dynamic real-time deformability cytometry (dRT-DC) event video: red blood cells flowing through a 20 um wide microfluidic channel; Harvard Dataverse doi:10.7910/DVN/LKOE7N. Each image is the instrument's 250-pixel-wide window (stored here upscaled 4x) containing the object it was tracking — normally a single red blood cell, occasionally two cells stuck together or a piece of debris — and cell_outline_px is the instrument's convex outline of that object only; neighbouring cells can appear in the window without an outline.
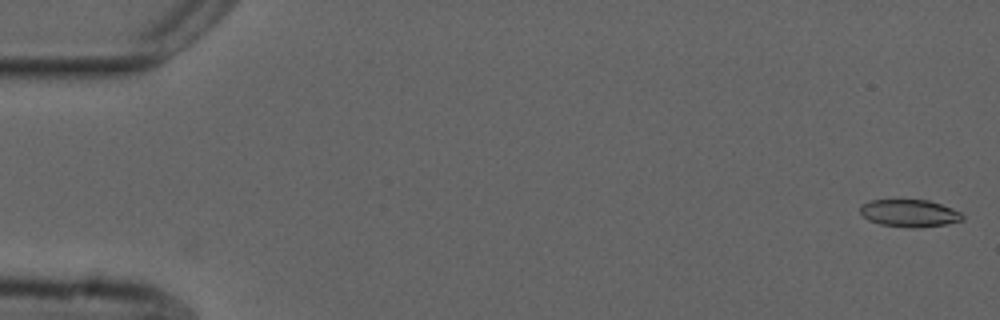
{"species": "common noctule bat (a hibernating species)", "species_latin": "Nyctalus noctula", "temperature_condition": "cold", "stored_images_in_passage": 52, "camera_frame_rate_fps": 3000, "um_per_image_px": 0.085, "animal": {"sex": "male", "forearm_length_mm": 52.5}, "frame": {"image": 1, "passage_image": 1, "time_ms": 0.0, "image_size_px": [1000, 320], "cell_outline_px": [[964, 220], [948, 224], [920, 228], [908, 228], [880, 224], [868, 220], [860, 212], [860, 204], [872, 200], [928, 200], [952, 208], [960, 212], [964, 216]], "centroid_in_image_um": [77.32, 18.13], "position_along_channel_um": 7.7, "area_um2": 16.47}}
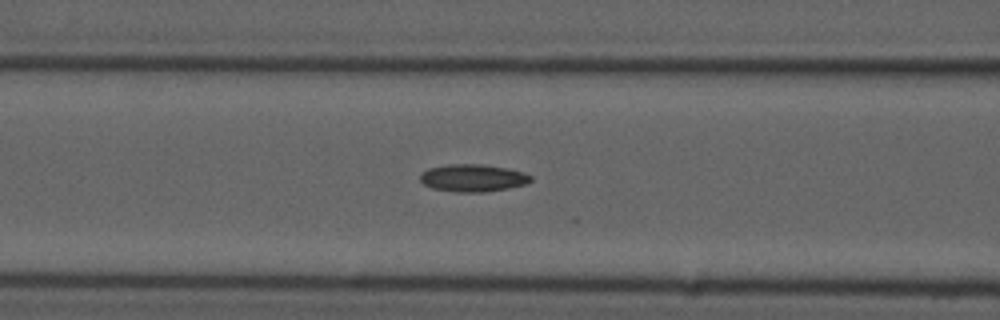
{"frame": {"image": 2, "passage_image": 22, "time_ms": 7.0, "image_size_px": [1000, 320], "cell_outline_px": [[532, 180], [528, 184], [508, 188], [484, 192], [456, 192], [432, 188], [424, 184], [420, 180], [420, 172], [428, 168], [448, 164], [484, 164], [524, 172], [532, 176]], "centroid_in_image_um": [40.19, 15.12], "position_along_channel_um": 126.4, "area_um2": 17.8}}
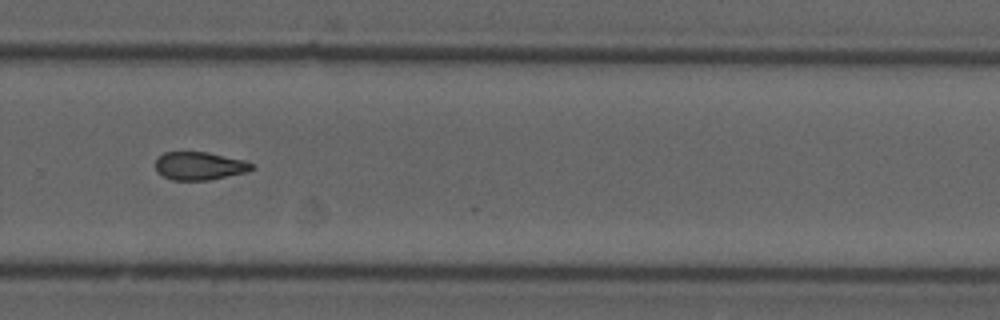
{"frame": {"image": 3, "passage_image": 37, "time_ms": 12.0, "image_size_px": [1000, 320], "cell_outline_px": [[256, 168], [248, 172], [212, 180], [172, 180], [156, 172], [156, 160], [164, 152], [208, 152], [248, 160]], "centroid_in_image_um": [17.02, 14.1], "position_along_channel_um": 312.8, "area_um2": 16.07}}